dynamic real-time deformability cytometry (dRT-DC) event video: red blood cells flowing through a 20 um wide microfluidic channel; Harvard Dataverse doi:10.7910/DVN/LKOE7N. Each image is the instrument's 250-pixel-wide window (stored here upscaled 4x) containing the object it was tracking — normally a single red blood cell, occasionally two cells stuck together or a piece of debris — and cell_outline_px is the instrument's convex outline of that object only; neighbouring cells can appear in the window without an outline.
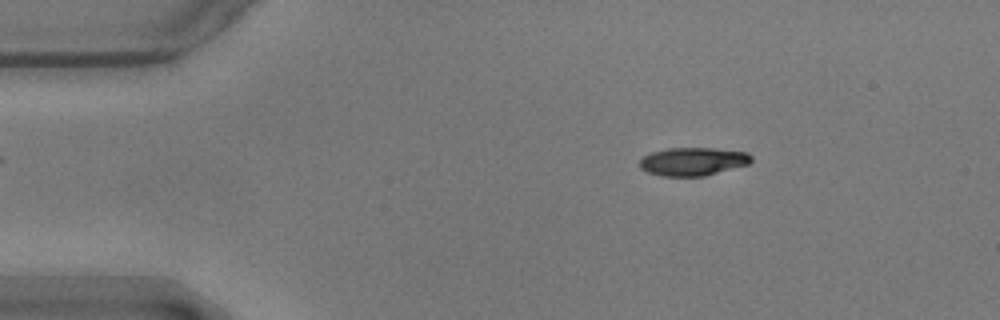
{"species": "common noctule bat (a hibernating species)", "species_latin": "Nyctalus noctula", "temperature_condition": "warm", "stored_images_in_passage": 21, "camera_frame_rate_fps": 3000, "um_per_image_px": 0.085, "animal": {"sex": "male", "body_mass_g": 17.9}, "frame": {"image": 1, "passage_image": 8, "time_ms": 2.333, "image_size_px": [1000, 320], "cell_outline_px": [[752, 160], [748, 164], [704, 176], [660, 176], [648, 172], [640, 168], [640, 156], [652, 152], [668, 148], [712, 148], [748, 152], [752, 156]], "centroid_in_image_um": [58.87, 13.72], "position_along_channel_um": 26.1, "area_um2": 18.38}}